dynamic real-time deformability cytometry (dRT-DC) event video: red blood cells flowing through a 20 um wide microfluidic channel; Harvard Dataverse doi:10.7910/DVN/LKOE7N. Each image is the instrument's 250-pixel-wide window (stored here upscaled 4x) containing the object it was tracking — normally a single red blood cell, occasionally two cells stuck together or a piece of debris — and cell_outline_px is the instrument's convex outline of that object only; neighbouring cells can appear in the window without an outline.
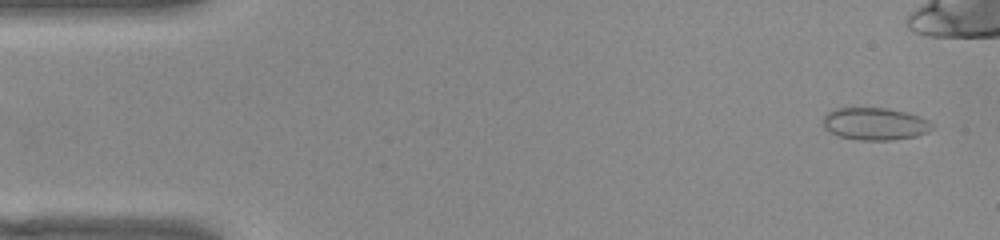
{"species": "common noctule bat (a hibernating species)", "species_latin": "Nyctalus noctula", "temperature_condition": "warm", "stored_images_in_passage": 54, "camera_frame_rate_fps": 3000, "um_per_image_px": 0.085, "animal": {"sex": "female", "body_mass_g": 22.0, "forearm_length_mm": 56.7}, "frame": {"image": 1, "passage_image": 3, "time_ms": 0.667, "image_size_px": [1000, 240], "cell_outline_px": [[932, 128], [928, 132], [916, 136], [892, 140], [860, 140], [840, 136], [824, 128], [824, 116], [828, 112], [836, 108], [888, 108], [920, 116], [928, 120], [932, 124]], "centroid_in_image_um": [74.39, 10.52], "position_along_channel_um": 10.6, "area_um2": 20.4}}
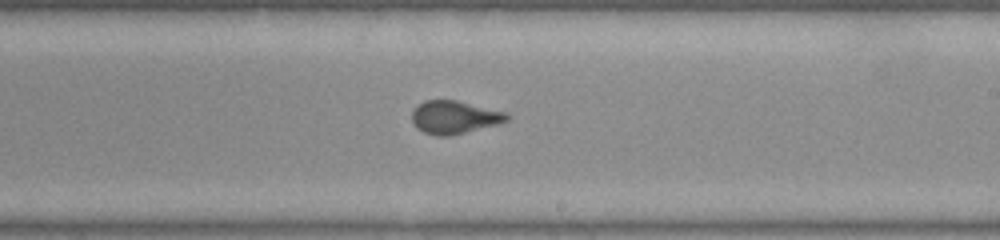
{"frame": {"image": 2, "passage_image": 31, "time_ms": 10.0, "image_size_px": [1000, 240], "cell_outline_px": [[508, 120], [496, 124], [448, 136], [436, 136], [424, 132], [416, 128], [412, 120], [412, 108], [424, 100], [456, 100], [508, 112]], "centroid_in_image_um": [38.58, 9.95], "position_along_channel_um": 250.4, "area_um2": 18.21}}
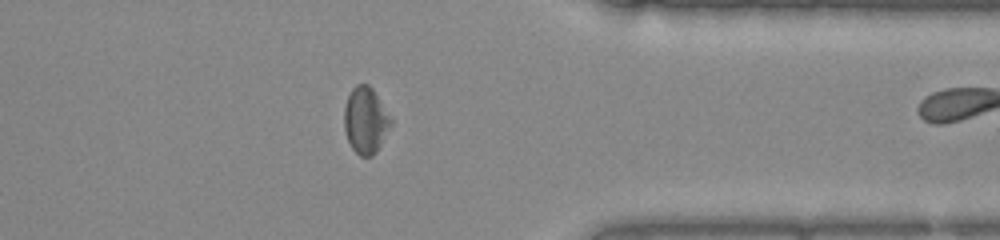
{"frame": {"image": 3, "passage_image": 42, "time_ms": 13.667, "image_size_px": [1000, 240], "cell_outline_px": [[392, 124], [376, 152], [372, 156], [360, 156], [352, 148], [348, 140], [344, 128], [344, 108], [348, 96], [352, 88], [356, 84], [368, 84], [372, 88], [392, 116]], "centroid_in_image_um": [31.09, 10.21], "position_along_channel_um": 380.3, "area_um2": 18.15}, "authors_computed_cell_mechanics": {"area_um2": 18.4382, "velocity_mm_per_s": 3.8434, "shape_relaxation_time_tau1_ms": 7.5896, "shape_relaxation_time_tau2_ms": null, "deformation_change_tau1": 0.1535, "deformation_change_tau2": null}}